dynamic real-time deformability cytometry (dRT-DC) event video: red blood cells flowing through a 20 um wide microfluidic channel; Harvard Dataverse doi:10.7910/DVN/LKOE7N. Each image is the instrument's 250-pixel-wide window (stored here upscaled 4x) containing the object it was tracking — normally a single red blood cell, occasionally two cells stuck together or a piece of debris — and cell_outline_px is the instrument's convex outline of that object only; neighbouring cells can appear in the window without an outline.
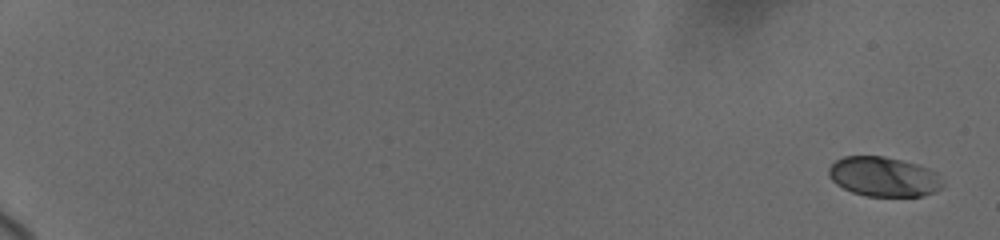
{"species": "human", "species_latin": "Homo sapiens", "temperature_condition": "cold", "stored_images_in_passage": 13, "camera_frame_rate_fps": 3000, "um_per_image_px": 0.085, "donor": {"sex": "female"}, "frame": {"image": 1, "passage_image": 1, "time_ms": 0.0, "image_size_px": [1000, 240], "cell_outline_px": [[944, 184], [936, 192], [924, 196], [868, 196], [852, 192], [836, 184], [828, 176], [828, 168], [836, 160], [844, 156], [884, 156], [916, 164], [928, 168], [936, 172]], "centroid_in_image_um": [75.11, 15.02], "position_along_channel_um": 9.9, "area_um2": 26.36}}
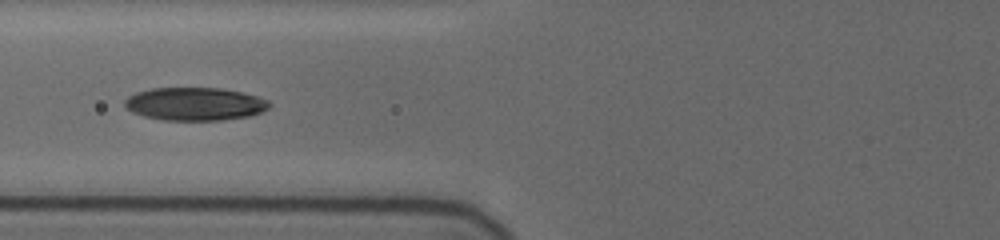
{"frame": {"image": 2, "passage_image": 10, "time_ms": 8.667, "image_size_px": [1000, 240], "cell_outline_px": [[272, 104], [268, 108], [252, 116], [224, 120], [160, 120], [144, 116], [132, 112], [124, 108], [124, 100], [128, 96], [136, 92], [152, 88], [220, 88], [240, 92], [256, 96], [268, 100]], "centroid_in_image_um": [16.54, 8.84], "position_along_channel_um": 109.3, "area_um2": 28.03}}
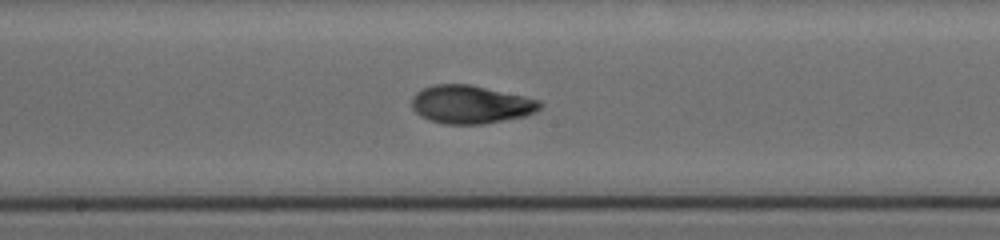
{"frame": {"image": 3, "passage_image": 13, "time_ms": 11.333, "image_size_px": [1000, 240], "cell_outline_px": [[544, 104], [536, 112], [524, 116], [484, 124], [444, 124], [428, 120], [420, 116], [412, 108], [412, 96], [416, 92], [424, 88], [436, 84], [472, 84], [524, 96], [540, 100]], "centroid_in_image_um": [40.02, 8.88], "position_along_channel_um": 208.2, "area_um2": 28.73}}